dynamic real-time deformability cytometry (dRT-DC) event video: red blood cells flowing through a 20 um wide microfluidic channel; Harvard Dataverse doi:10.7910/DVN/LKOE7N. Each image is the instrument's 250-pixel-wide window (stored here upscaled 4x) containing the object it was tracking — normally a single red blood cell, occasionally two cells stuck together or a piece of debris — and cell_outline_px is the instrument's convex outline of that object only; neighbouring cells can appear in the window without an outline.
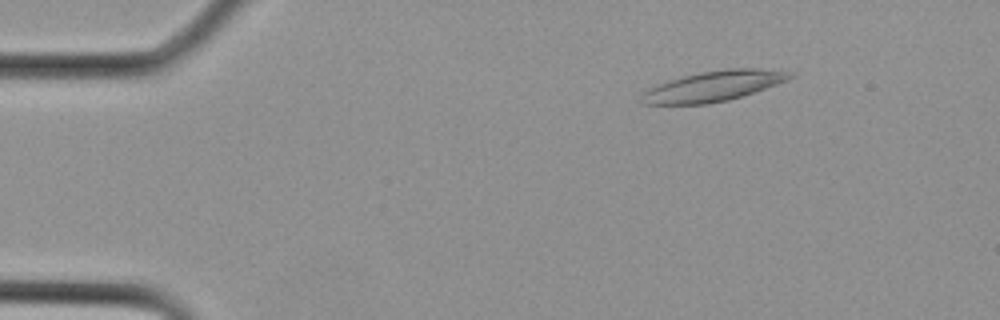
{"species": "Egyptian fruit bat (a non-hibernating species)", "species_latin": "Rousettus aegyptiacus", "temperature_condition": "cold", "stored_images_in_passage": 21, "camera_frame_rate_fps": 3000, "um_per_image_px": 0.085, "animal": {"sex": "female"}, "frame": {"image": 1, "passage_image": 2, "time_ms": 0.333, "image_size_px": [1000, 320], "cell_outline_px": [[796, 72], [788, 80], [728, 100], [708, 104], [644, 104], [640, 96], [648, 88], [656, 84], [684, 76], [700, 72], [728, 68], [760, 68]], "centroid_in_image_um": [60.64, 7.31], "position_along_channel_um": 24.4, "area_um2": 26.01}}
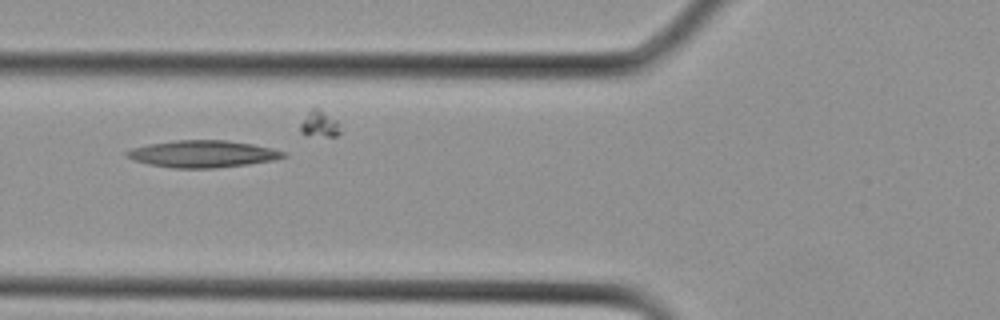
{"frame": {"image": 2, "passage_image": 9, "time_ms": 2.667, "image_size_px": [1000, 320], "cell_outline_px": [[288, 156], [276, 160], [248, 164], [216, 168], [172, 168], [148, 164], [132, 160], [124, 152], [132, 148], [148, 144], [176, 140], [224, 140], [252, 144], [272, 148], [284, 152]], "centroid_in_image_um": [17.23, 13.09], "position_along_channel_um": 108.6, "area_um2": 24.68}}